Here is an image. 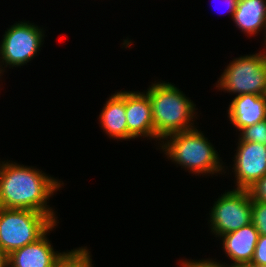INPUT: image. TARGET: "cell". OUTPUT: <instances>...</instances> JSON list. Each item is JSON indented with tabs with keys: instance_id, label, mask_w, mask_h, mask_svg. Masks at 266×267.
Listing matches in <instances>:
<instances>
[{
	"instance_id": "7c38bea8",
	"label": "cell",
	"mask_w": 266,
	"mask_h": 267,
	"mask_svg": "<svg viewBox=\"0 0 266 267\" xmlns=\"http://www.w3.org/2000/svg\"><path fill=\"white\" fill-rule=\"evenodd\" d=\"M102 130L116 140L135 139L129 132L126 120L125 91L115 92L107 99L99 115Z\"/></svg>"
},
{
	"instance_id": "d6986e66",
	"label": "cell",
	"mask_w": 266,
	"mask_h": 267,
	"mask_svg": "<svg viewBox=\"0 0 266 267\" xmlns=\"http://www.w3.org/2000/svg\"><path fill=\"white\" fill-rule=\"evenodd\" d=\"M252 200L266 203V174L248 189Z\"/></svg>"
},
{
	"instance_id": "cb8c5ba5",
	"label": "cell",
	"mask_w": 266,
	"mask_h": 267,
	"mask_svg": "<svg viewBox=\"0 0 266 267\" xmlns=\"http://www.w3.org/2000/svg\"><path fill=\"white\" fill-rule=\"evenodd\" d=\"M264 33H265V34H264ZM263 34H264V36H265V38H264V39H265V40H264V44H265L264 47H265V48H264V49H266V24H265V30H264Z\"/></svg>"
},
{
	"instance_id": "e0dca14e",
	"label": "cell",
	"mask_w": 266,
	"mask_h": 267,
	"mask_svg": "<svg viewBox=\"0 0 266 267\" xmlns=\"http://www.w3.org/2000/svg\"><path fill=\"white\" fill-rule=\"evenodd\" d=\"M252 223L259 235H266V203L252 200Z\"/></svg>"
},
{
	"instance_id": "ba28073f",
	"label": "cell",
	"mask_w": 266,
	"mask_h": 267,
	"mask_svg": "<svg viewBox=\"0 0 266 267\" xmlns=\"http://www.w3.org/2000/svg\"><path fill=\"white\" fill-rule=\"evenodd\" d=\"M233 173L235 189L248 190L266 174V144L237 142Z\"/></svg>"
},
{
	"instance_id": "2e32d148",
	"label": "cell",
	"mask_w": 266,
	"mask_h": 267,
	"mask_svg": "<svg viewBox=\"0 0 266 267\" xmlns=\"http://www.w3.org/2000/svg\"><path fill=\"white\" fill-rule=\"evenodd\" d=\"M238 142L266 144V119L252 126L241 129Z\"/></svg>"
},
{
	"instance_id": "8992f818",
	"label": "cell",
	"mask_w": 266,
	"mask_h": 267,
	"mask_svg": "<svg viewBox=\"0 0 266 267\" xmlns=\"http://www.w3.org/2000/svg\"><path fill=\"white\" fill-rule=\"evenodd\" d=\"M44 31L29 21L16 22L7 28L0 41V76L5 68L21 67L33 60L44 41ZM4 65V67H3ZM0 77V78H1Z\"/></svg>"
},
{
	"instance_id": "30bf717a",
	"label": "cell",
	"mask_w": 266,
	"mask_h": 267,
	"mask_svg": "<svg viewBox=\"0 0 266 267\" xmlns=\"http://www.w3.org/2000/svg\"><path fill=\"white\" fill-rule=\"evenodd\" d=\"M56 222L36 242L12 251L8 255V267H55L56 262L65 252L54 251L47 235L57 227Z\"/></svg>"
},
{
	"instance_id": "ac0fdd59",
	"label": "cell",
	"mask_w": 266,
	"mask_h": 267,
	"mask_svg": "<svg viewBox=\"0 0 266 267\" xmlns=\"http://www.w3.org/2000/svg\"><path fill=\"white\" fill-rule=\"evenodd\" d=\"M251 263L266 267V235H259Z\"/></svg>"
},
{
	"instance_id": "9c48e42d",
	"label": "cell",
	"mask_w": 266,
	"mask_h": 267,
	"mask_svg": "<svg viewBox=\"0 0 266 267\" xmlns=\"http://www.w3.org/2000/svg\"><path fill=\"white\" fill-rule=\"evenodd\" d=\"M125 109L128 132L136 139L145 137L155 140L149 95L145 91H125Z\"/></svg>"
},
{
	"instance_id": "7a4b0ae2",
	"label": "cell",
	"mask_w": 266,
	"mask_h": 267,
	"mask_svg": "<svg viewBox=\"0 0 266 267\" xmlns=\"http://www.w3.org/2000/svg\"><path fill=\"white\" fill-rule=\"evenodd\" d=\"M145 92L151 102L157 141L161 142L169 134L196 128V105L175 84L155 81Z\"/></svg>"
},
{
	"instance_id": "5b68a950",
	"label": "cell",
	"mask_w": 266,
	"mask_h": 267,
	"mask_svg": "<svg viewBox=\"0 0 266 267\" xmlns=\"http://www.w3.org/2000/svg\"><path fill=\"white\" fill-rule=\"evenodd\" d=\"M216 82V88L236 96L266 95V51L234 58Z\"/></svg>"
},
{
	"instance_id": "7402d4cb",
	"label": "cell",
	"mask_w": 266,
	"mask_h": 267,
	"mask_svg": "<svg viewBox=\"0 0 266 267\" xmlns=\"http://www.w3.org/2000/svg\"><path fill=\"white\" fill-rule=\"evenodd\" d=\"M0 267H8V255L0 249Z\"/></svg>"
},
{
	"instance_id": "9a60e30c",
	"label": "cell",
	"mask_w": 266,
	"mask_h": 267,
	"mask_svg": "<svg viewBox=\"0 0 266 267\" xmlns=\"http://www.w3.org/2000/svg\"><path fill=\"white\" fill-rule=\"evenodd\" d=\"M90 253L85 246L66 251L56 262L55 267H93Z\"/></svg>"
},
{
	"instance_id": "6da1fadb",
	"label": "cell",
	"mask_w": 266,
	"mask_h": 267,
	"mask_svg": "<svg viewBox=\"0 0 266 267\" xmlns=\"http://www.w3.org/2000/svg\"><path fill=\"white\" fill-rule=\"evenodd\" d=\"M42 172L13 161H0V207L38 211L58 222L47 200L64 183Z\"/></svg>"
},
{
	"instance_id": "603a6c76",
	"label": "cell",
	"mask_w": 266,
	"mask_h": 267,
	"mask_svg": "<svg viewBox=\"0 0 266 267\" xmlns=\"http://www.w3.org/2000/svg\"><path fill=\"white\" fill-rule=\"evenodd\" d=\"M228 267H259L251 262H246V263H237V264H231L227 265Z\"/></svg>"
},
{
	"instance_id": "8fae6325",
	"label": "cell",
	"mask_w": 266,
	"mask_h": 267,
	"mask_svg": "<svg viewBox=\"0 0 266 267\" xmlns=\"http://www.w3.org/2000/svg\"><path fill=\"white\" fill-rule=\"evenodd\" d=\"M228 118L238 131L265 120L266 95L235 96L228 106Z\"/></svg>"
},
{
	"instance_id": "5bb4252c",
	"label": "cell",
	"mask_w": 266,
	"mask_h": 267,
	"mask_svg": "<svg viewBox=\"0 0 266 267\" xmlns=\"http://www.w3.org/2000/svg\"><path fill=\"white\" fill-rule=\"evenodd\" d=\"M232 20L247 35L265 30L266 0H238Z\"/></svg>"
},
{
	"instance_id": "ffe728a7",
	"label": "cell",
	"mask_w": 266,
	"mask_h": 267,
	"mask_svg": "<svg viewBox=\"0 0 266 267\" xmlns=\"http://www.w3.org/2000/svg\"><path fill=\"white\" fill-rule=\"evenodd\" d=\"M214 260L210 258L204 260L186 259L180 262V266L181 267H228L226 263L221 264L220 262L216 261V259Z\"/></svg>"
},
{
	"instance_id": "44dd1931",
	"label": "cell",
	"mask_w": 266,
	"mask_h": 267,
	"mask_svg": "<svg viewBox=\"0 0 266 267\" xmlns=\"http://www.w3.org/2000/svg\"><path fill=\"white\" fill-rule=\"evenodd\" d=\"M223 1L225 2V5H227L226 13H229L233 18V14L236 10L238 0H223Z\"/></svg>"
},
{
	"instance_id": "4fadbf2b",
	"label": "cell",
	"mask_w": 266,
	"mask_h": 267,
	"mask_svg": "<svg viewBox=\"0 0 266 267\" xmlns=\"http://www.w3.org/2000/svg\"><path fill=\"white\" fill-rule=\"evenodd\" d=\"M258 237L259 232L251 222L250 224L231 233L224 234L219 238H222V248L225 251L226 256L233 262L230 264H237L252 261Z\"/></svg>"
},
{
	"instance_id": "277c9868",
	"label": "cell",
	"mask_w": 266,
	"mask_h": 267,
	"mask_svg": "<svg viewBox=\"0 0 266 267\" xmlns=\"http://www.w3.org/2000/svg\"><path fill=\"white\" fill-rule=\"evenodd\" d=\"M55 222L44 213L0 207V249L12 251L36 242Z\"/></svg>"
},
{
	"instance_id": "3957f363",
	"label": "cell",
	"mask_w": 266,
	"mask_h": 267,
	"mask_svg": "<svg viewBox=\"0 0 266 267\" xmlns=\"http://www.w3.org/2000/svg\"><path fill=\"white\" fill-rule=\"evenodd\" d=\"M160 144L168 160L185 168L189 173L201 175L224 174L226 169L218 152L197 127L189 131L167 135ZM221 172V173H220Z\"/></svg>"
},
{
	"instance_id": "52a82bcc",
	"label": "cell",
	"mask_w": 266,
	"mask_h": 267,
	"mask_svg": "<svg viewBox=\"0 0 266 267\" xmlns=\"http://www.w3.org/2000/svg\"><path fill=\"white\" fill-rule=\"evenodd\" d=\"M210 230L214 237L231 233L252 222V198L248 190L232 189L221 194L211 208Z\"/></svg>"
}]
</instances>
